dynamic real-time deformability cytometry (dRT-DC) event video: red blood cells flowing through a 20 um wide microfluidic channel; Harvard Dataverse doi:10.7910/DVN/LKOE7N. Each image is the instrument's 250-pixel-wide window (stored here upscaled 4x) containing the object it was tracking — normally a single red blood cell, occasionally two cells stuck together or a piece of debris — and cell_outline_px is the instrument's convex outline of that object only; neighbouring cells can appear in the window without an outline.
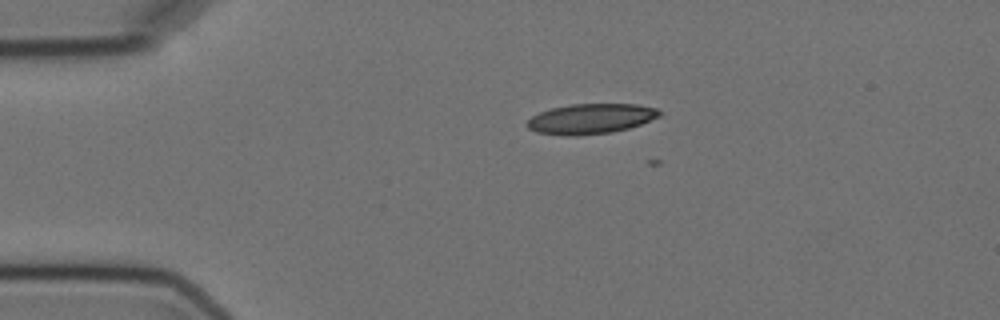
{"species": "Egyptian fruit bat (a non-hibernating species)", "species_latin": "Rousettus aegyptiacus", "temperature_condition": "cold", "stored_images_in_passage": 9, "camera_frame_rate_fps": 3000, "um_per_image_px": 0.085, "animal": {"sex": "female"}, "frame": {"image": 1, "passage_image": 1, "time_ms": 0.0, "image_size_px": [1000, 320], "cell_outline_px": [[664, 112], [660, 116], [640, 124], [628, 128], [612, 132], [576, 136], [568, 136], [536, 132], [528, 128], [524, 124], [532, 116], [540, 112], [552, 108], [572, 104], [636, 104], [660, 108]], "centroid_in_image_um": [50.24, 10.09], "position_along_channel_um": 34.8, "area_um2": 23.41}}
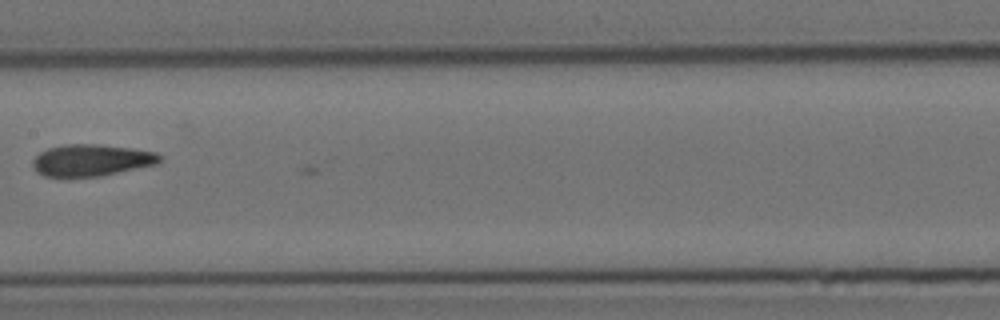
{"frame": {"image": 2, "passage_image": 6, "time_ms": 5.667, "image_size_px": [1000, 320], "cell_outline_px": [[160, 160], [156, 164], [100, 176], [68, 180], [44, 176], [36, 172], [32, 164], [32, 160], [40, 152], [48, 148], [64, 144], [96, 144], [128, 148], [156, 152], [160, 156]], "centroid_in_image_um": [7.66, 13.66], "position_along_channel_um": 199.7, "area_um2": 23.99}}
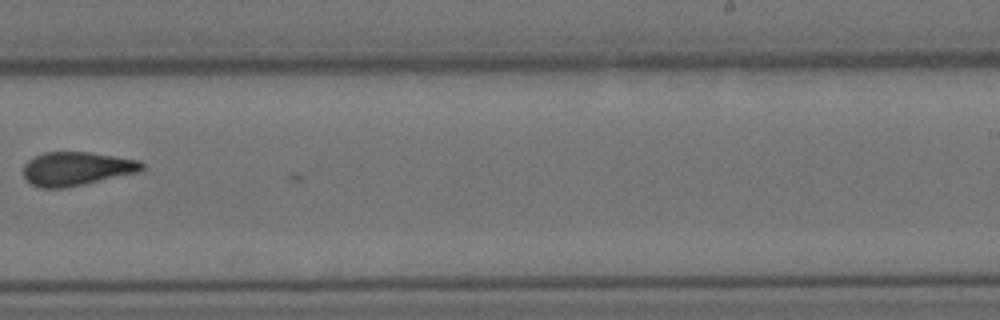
{"frame": {"image": 3, "passage_image": 8, "time_ms": 8.0, "image_size_px": [1000, 320], "cell_outline_px": [[144, 168], [140, 172], [84, 184], [64, 188], [40, 188], [32, 184], [24, 176], [24, 164], [28, 160], [44, 152], [88, 152], [140, 160], [144, 164]], "centroid_in_image_um": [6.53, 14.34], "position_along_channel_um": 282.5, "area_um2": 23.24}}